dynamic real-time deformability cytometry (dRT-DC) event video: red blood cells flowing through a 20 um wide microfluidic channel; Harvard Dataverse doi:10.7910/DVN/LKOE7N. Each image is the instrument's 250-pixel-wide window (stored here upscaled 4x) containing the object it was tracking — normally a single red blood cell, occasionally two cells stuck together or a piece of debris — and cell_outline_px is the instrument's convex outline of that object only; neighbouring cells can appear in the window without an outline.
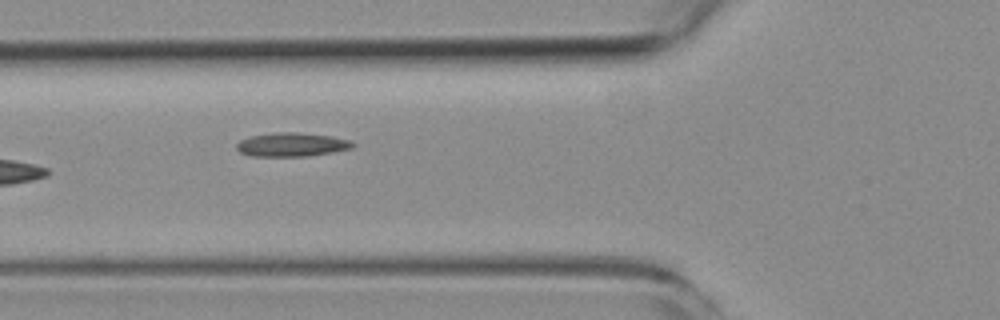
{"species": "common noctule bat (a hibernating species)", "species_latin": "Nyctalus noctula", "temperature_condition": "room temperature", "stored_images_in_passage": 14, "camera_frame_rate_fps": 3000, "um_per_image_px": 0.085, "animal": {"sex": "female", "body_mass_g": 19.3, "forearm_length_mm": 54.1}, "frame": {"image": 1, "passage_image": 5, "time_ms": 5.667, "image_size_px": [1000, 320], "cell_outline_px": [[356, 144], [352, 148], [332, 152], [308, 156], [252, 156], [240, 152], [236, 148], [236, 144], [240, 140], [252, 136], [276, 132], [296, 132], [332, 136], [352, 140]], "centroid_in_image_um": [24.83, 12.29], "position_along_channel_um": 101.0, "area_um2": 16.13}}
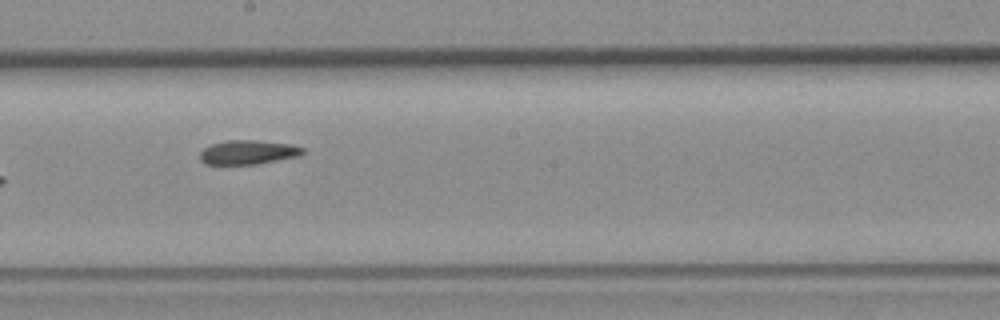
{"frame": {"image": 2, "passage_image": 8, "time_ms": 9.0, "image_size_px": [1000, 320], "cell_outline_px": [[304, 152], [300, 156], [256, 164], [204, 164], [200, 160], [200, 152], [204, 148], [212, 144], [228, 140], [252, 140], [288, 144], [304, 148]], "centroid_in_image_um": [21.07, 12.95], "position_along_channel_um": 227.1, "area_um2": 14.33}}
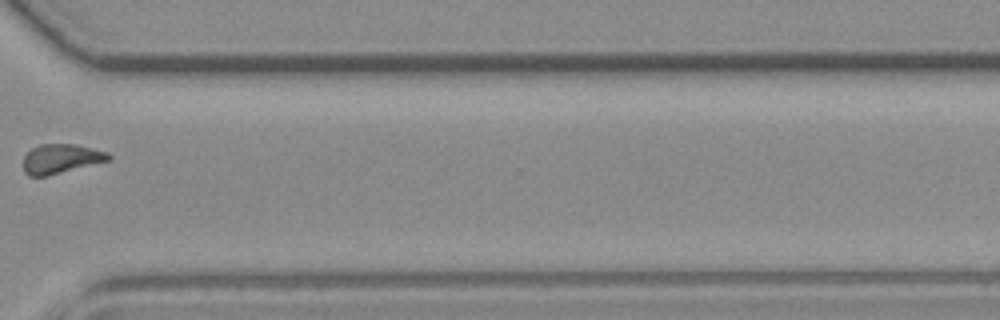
{"frame": {"image": 3, "passage_image": 11, "time_ms": 12.667, "image_size_px": [1000, 320], "cell_outline_px": [[112, 160], [48, 176], [28, 176], [24, 172], [24, 156], [32, 148], [40, 144], [76, 144], [108, 152], [112, 156]], "centroid_in_image_um": [5.22, 13.5], "position_along_channel_um": 365.4, "area_um2": 14.8}}